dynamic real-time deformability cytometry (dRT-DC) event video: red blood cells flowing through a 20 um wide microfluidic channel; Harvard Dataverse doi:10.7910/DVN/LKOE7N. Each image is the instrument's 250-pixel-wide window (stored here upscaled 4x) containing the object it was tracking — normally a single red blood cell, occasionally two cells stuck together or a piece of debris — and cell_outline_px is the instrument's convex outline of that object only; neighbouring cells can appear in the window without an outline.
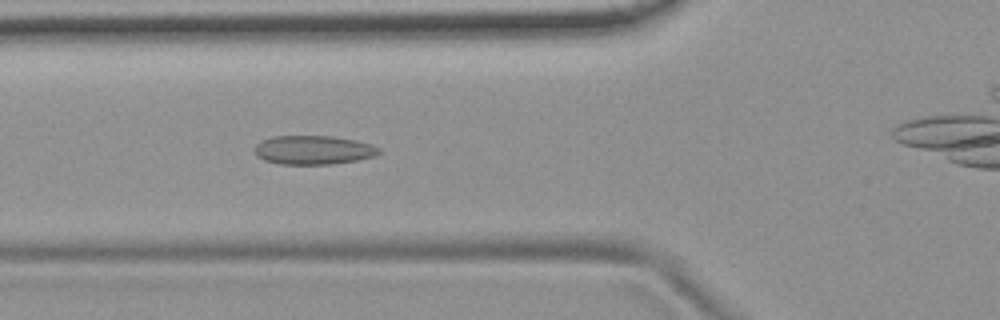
{"species": "common noctule bat (a hibernating species)", "species_latin": "Nyctalus noctula", "temperature_condition": "room temperature", "stored_images_in_passage": 45, "camera_frame_rate_fps": 3000, "um_per_image_px": 0.085, "animal": {"sex": "female", "body_mass_g": 19.9}, "frame": {"image": 1, "passage_image": 20, "time_ms": 6.333, "image_size_px": [1000, 320], "cell_outline_px": [[380, 152], [372, 156], [356, 160], [332, 164], [280, 164], [264, 160], [256, 156], [256, 144], [260, 140], [272, 136], [332, 136], [356, 140], [372, 144], [380, 148]], "centroid_in_image_um": [26.62, 12.74], "position_along_channel_um": 99.2, "area_um2": 20.92}}
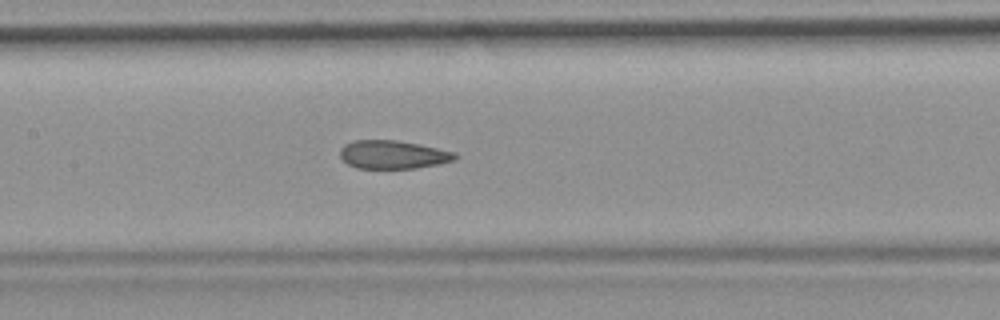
{"frame": {"image": 2, "passage_image": 26, "time_ms": 8.333, "image_size_px": [1000, 320], "cell_outline_px": [[460, 156], [456, 160], [440, 164], [416, 168], [356, 168], [348, 164], [340, 156], [340, 148], [344, 144], [356, 140], [396, 140], [420, 144], [456, 152]], "centroid_in_image_um": [33.45, 13.14], "position_along_channel_um": 173.9, "area_um2": 19.19}}
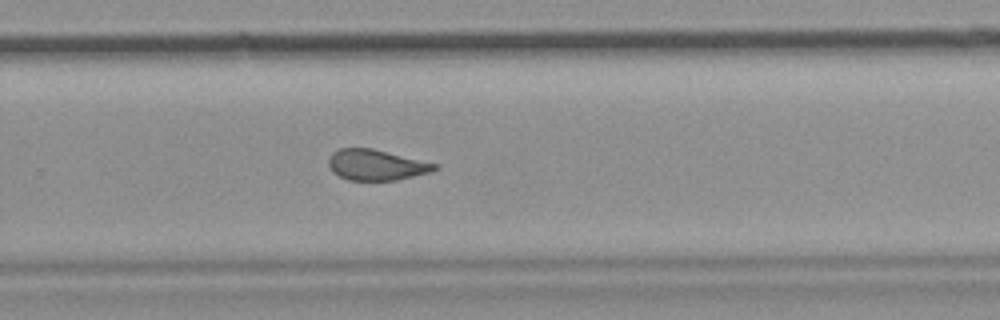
{"frame": {"image": 3, "passage_image": 36, "time_ms": 11.667, "image_size_px": [1000, 320], "cell_outline_px": [[436, 168], [432, 172], [396, 180], [348, 180], [332, 172], [328, 164], [328, 156], [332, 152], [340, 148], [372, 148], [436, 164]], "centroid_in_image_um": [31.92, 14.02], "position_along_channel_um": 297.9, "area_um2": 18.84}}